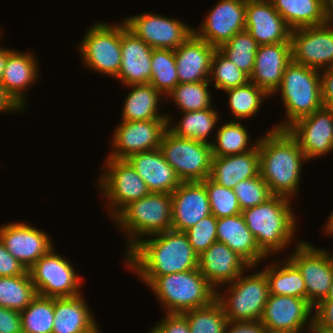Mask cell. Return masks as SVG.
I'll return each instance as SVG.
<instances>
[{
    "label": "cell",
    "instance_id": "6da1fadb",
    "mask_svg": "<svg viewBox=\"0 0 333 333\" xmlns=\"http://www.w3.org/2000/svg\"><path fill=\"white\" fill-rule=\"evenodd\" d=\"M149 237H143L125 254L130 271L132 268L138 276H163L198 268L199 256L185 232L171 229Z\"/></svg>",
    "mask_w": 333,
    "mask_h": 333
},
{
    "label": "cell",
    "instance_id": "7a4b0ae2",
    "mask_svg": "<svg viewBox=\"0 0 333 333\" xmlns=\"http://www.w3.org/2000/svg\"><path fill=\"white\" fill-rule=\"evenodd\" d=\"M259 173L272 195L290 198L299 191L302 163L308 161L287 129L271 128L258 139Z\"/></svg>",
    "mask_w": 333,
    "mask_h": 333
},
{
    "label": "cell",
    "instance_id": "3957f363",
    "mask_svg": "<svg viewBox=\"0 0 333 333\" xmlns=\"http://www.w3.org/2000/svg\"><path fill=\"white\" fill-rule=\"evenodd\" d=\"M291 203L290 198L272 195L260 205L241 212L259 249L267 257L290 246L297 225Z\"/></svg>",
    "mask_w": 333,
    "mask_h": 333
},
{
    "label": "cell",
    "instance_id": "277c9868",
    "mask_svg": "<svg viewBox=\"0 0 333 333\" xmlns=\"http://www.w3.org/2000/svg\"><path fill=\"white\" fill-rule=\"evenodd\" d=\"M147 284L166 313H184L205 307L216 299V289L199 269L163 276H138Z\"/></svg>",
    "mask_w": 333,
    "mask_h": 333
},
{
    "label": "cell",
    "instance_id": "5b68a950",
    "mask_svg": "<svg viewBox=\"0 0 333 333\" xmlns=\"http://www.w3.org/2000/svg\"><path fill=\"white\" fill-rule=\"evenodd\" d=\"M171 209V194L158 192H150L125 206L113 219L123 233L128 235L126 253L142 240V236L171 230Z\"/></svg>",
    "mask_w": 333,
    "mask_h": 333
},
{
    "label": "cell",
    "instance_id": "8992f818",
    "mask_svg": "<svg viewBox=\"0 0 333 333\" xmlns=\"http://www.w3.org/2000/svg\"><path fill=\"white\" fill-rule=\"evenodd\" d=\"M286 120L275 129H287L298 119L323 107L320 70L293 61L286 67L280 87Z\"/></svg>",
    "mask_w": 333,
    "mask_h": 333
},
{
    "label": "cell",
    "instance_id": "52a82bcc",
    "mask_svg": "<svg viewBox=\"0 0 333 333\" xmlns=\"http://www.w3.org/2000/svg\"><path fill=\"white\" fill-rule=\"evenodd\" d=\"M228 294L216 291V300L223 307L228 322L258 321L269 297V283L261 270L255 274L243 273L228 284Z\"/></svg>",
    "mask_w": 333,
    "mask_h": 333
},
{
    "label": "cell",
    "instance_id": "ba28073f",
    "mask_svg": "<svg viewBox=\"0 0 333 333\" xmlns=\"http://www.w3.org/2000/svg\"><path fill=\"white\" fill-rule=\"evenodd\" d=\"M122 23L96 22L86 31L78 45L85 67L97 73L116 78L121 67V33L126 29Z\"/></svg>",
    "mask_w": 333,
    "mask_h": 333
},
{
    "label": "cell",
    "instance_id": "9c48e42d",
    "mask_svg": "<svg viewBox=\"0 0 333 333\" xmlns=\"http://www.w3.org/2000/svg\"><path fill=\"white\" fill-rule=\"evenodd\" d=\"M159 149L182 182L203 181L210 177L213 158L210 144L177 137L167 129Z\"/></svg>",
    "mask_w": 333,
    "mask_h": 333
},
{
    "label": "cell",
    "instance_id": "30bf717a",
    "mask_svg": "<svg viewBox=\"0 0 333 333\" xmlns=\"http://www.w3.org/2000/svg\"><path fill=\"white\" fill-rule=\"evenodd\" d=\"M104 166L105 172L97 182L105 203H109L106 206L109 216L114 218L129 203L150 193L144 180L126 160L107 158Z\"/></svg>",
    "mask_w": 333,
    "mask_h": 333
},
{
    "label": "cell",
    "instance_id": "8fae6325",
    "mask_svg": "<svg viewBox=\"0 0 333 333\" xmlns=\"http://www.w3.org/2000/svg\"><path fill=\"white\" fill-rule=\"evenodd\" d=\"M55 252L53 247L28 270L36 293L54 298L80 295L81 277L69 260Z\"/></svg>",
    "mask_w": 333,
    "mask_h": 333
},
{
    "label": "cell",
    "instance_id": "7c38bea8",
    "mask_svg": "<svg viewBox=\"0 0 333 333\" xmlns=\"http://www.w3.org/2000/svg\"><path fill=\"white\" fill-rule=\"evenodd\" d=\"M288 258L298 267L306 285V299L317 306L328 297L333 280V254L304 240Z\"/></svg>",
    "mask_w": 333,
    "mask_h": 333
},
{
    "label": "cell",
    "instance_id": "4fadbf2b",
    "mask_svg": "<svg viewBox=\"0 0 333 333\" xmlns=\"http://www.w3.org/2000/svg\"><path fill=\"white\" fill-rule=\"evenodd\" d=\"M123 22L128 30L153 49L175 50L194 34V28L188 24L157 13L127 16Z\"/></svg>",
    "mask_w": 333,
    "mask_h": 333
},
{
    "label": "cell",
    "instance_id": "5bb4252c",
    "mask_svg": "<svg viewBox=\"0 0 333 333\" xmlns=\"http://www.w3.org/2000/svg\"><path fill=\"white\" fill-rule=\"evenodd\" d=\"M168 119L121 121L114 130L108 158L126 160L131 155L158 149Z\"/></svg>",
    "mask_w": 333,
    "mask_h": 333
},
{
    "label": "cell",
    "instance_id": "9a60e30c",
    "mask_svg": "<svg viewBox=\"0 0 333 333\" xmlns=\"http://www.w3.org/2000/svg\"><path fill=\"white\" fill-rule=\"evenodd\" d=\"M290 44L293 62L320 71L333 66V25L293 29Z\"/></svg>",
    "mask_w": 333,
    "mask_h": 333
},
{
    "label": "cell",
    "instance_id": "2e32d148",
    "mask_svg": "<svg viewBox=\"0 0 333 333\" xmlns=\"http://www.w3.org/2000/svg\"><path fill=\"white\" fill-rule=\"evenodd\" d=\"M313 309L307 299L269 294L260 321L266 331H310Z\"/></svg>",
    "mask_w": 333,
    "mask_h": 333
},
{
    "label": "cell",
    "instance_id": "e0dca14e",
    "mask_svg": "<svg viewBox=\"0 0 333 333\" xmlns=\"http://www.w3.org/2000/svg\"><path fill=\"white\" fill-rule=\"evenodd\" d=\"M246 0H220L194 34L217 49L245 30Z\"/></svg>",
    "mask_w": 333,
    "mask_h": 333
},
{
    "label": "cell",
    "instance_id": "ac0fdd59",
    "mask_svg": "<svg viewBox=\"0 0 333 333\" xmlns=\"http://www.w3.org/2000/svg\"><path fill=\"white\" fill-rule=\"evenodd\" d=\"M287 130L297 140L308 161L333 151L332 109L322 107L298 119Z\"/></svg>",
    "mask_w": 333,
    "mask_h": 333
},
{
    "label": "cell",
    "instance_id": "d6986e66",
    "mask_svg": "<svg viewBox=\"0 0 333 333\" xmlns=\"http://www.w3.org/2000/svg\"><path fill=\"white\" fill-rule=\"evenodd\" d=\"M0 241L27 271L54 245L46 232L23 222L1 225Z\"/></svg>",
    "mask_w": 333,
    "mask_h": 333
},
{
    "label": "cell",
    "instance_id": "ffe728a7",
    "mask_svg": "<svg viewBox=\"0 0 333 333\" xmlns=\"http://www.w3.org/2000/svg\"><path fill=\"white\" fill-rule=\"evenodd\" d=\"M245 29L258 45L290 43L292 29L270 0H246Z\"/></svg>",
    "mask_w": 333,
    "mask_h": 333
},
{
    "label": "cell",
    "instance_id": "44dd1931",
    "mask_svg": "<svg viewBox=\"0 0 333 333\" xmlns=\"http://www.w3.org/2000/svg\"><path fill=\"white\" fill-rule=\"evenodd\" d=\"M172 229L185 232L211 215L210 203L202 181L182 182L172 193Z\"/></svg>",
    "mask_w": 333,
    "mask_h": 333
},
{
    "label": "cell",
    "instance_id": "7402d4cb",
    "mask_svg": "<svg viewBox=\"0 0 333 333\" xmlns=\"http://www.w3.org/2000/svg\"><path fill=\"white\" fill-rule=\"evenodd\" d=\"M251 268L254 269L255 266H251L237 252L218 241L198 257L200 273L216 290L218 285L234 282Z\"/></svg>",
    "mask_w": 333,
    "mask_h": 333
},
{
    "label": "cell",
    "instance_id": "603a6c76",
    "mask_svg": "<svg viewBox=\"0 0 333 333\" xmlns=\"http://www.w3.org/2000/svg\"><path fill=\"white\" fill-rule=\"evenodd\" d=\"M291 61L290 43L259 45L249 81L271 96L280 87L283 73Z\"/></svg>",
    "mask_w": 333,
    "mask_h": 333
},
{
    "label": "cell",
    "instance_id": "cb8c5ba5",
    "mask_svg": "<svg viewBox=\"0 0 333 333\" xmlns=\"http://www.w3.org/2000/svg\"><path fill=\"white\" fill-rule=\"evenodd\" d=\"M153 48L127 28L121 33V67L116 79L125 86L149 84Z\"/></svg>",
    "mask_w": 333,
    "mask_h": 333
},
{
    "label": "cell",
    "instance_id": "d4e9b609",
    "mask_svg": "<svg viewBox=\"0 0 333 333\" xmlns=\"http://www.w3.org/2000/svg\"><path fill=\"white\" fill-rule=\"evenodd\" d=\"M216 47L192 34L174 50L179 83L209 80Z\"/></svg>",
    "mask_w": 333,
    "mask_h": 333
},
{
    "label": "cell",
    "instance_id": "484cf974",
    "mask_svg": "<svg viewBox=\"0 0 333 333\" xmlns=\"http://www.w3.org/2000/svg\"><path fill=\"white\" fill-rule=\"evenodd\" d=\"M126 161L144 180L150 192L171 194L182 183L159 148L136 153Z\"/></svg>",
    "mask_w": 333,
    "mask_h": 333
},
{
    "label": "cell",
    "instance_id": "4316f807",
    "mask_svg": "<svg viewBox=\"0 0 333 333\" xmlns=\"http://www.w3.org/2000/svg\"><path fill=\"white\" fill-rule=\"evenodd\" d=\"M38 62L31 52L23 53L11 49L8 53L1 83L6 92L23 110H25L27 100L24 98V92L38 80Z\"/></svg>",
    "mask_w": 333,
    "mask_h": 333
},
{
    "label": "cell",
    "instance_id": "83f0119b",
    "mask_svg": "<svg viewBox=\"0 0 333 333\" xmlns=\"http://www.w3.org/2000/svg\"><path fill=\"white\" fill-rule=\"evenodd\" d=\"M83 296L54 298L52 333H101Z\"/></svg>",
    "mask_w": 333,
    "mask_h": 333
},
{
    "label": "cell",
    "instance_id": "f1b7e54d",
    "mask_svg": "<svg viewBox=\"0 0 333 333\" xmlns=\"http://www.w3.org/2000/svg\"><path fill=\"white\" fill-rule=\"evenodd\" d=\"M217 241L237 252L251 266L267 256L259 249L254 235L248 229L242 214L220 218L217 221Z\"/></svg>",
    "mask_w": 333,
    "mask_h": 333
},
{
    "label": "cell",
    "instance_id": "f546056e",
    "mask_svg": "<svg viewBox=\"0 0 333 333\" xmlns=\"http://www.w3.org/2000/svg\"><path fill=\"white\" fill-rule=\"evenodd\" d=\"M259 174V151L256 145L251 151L229 156H213L210 179L218 185L234 189L235 185Z\"/></svg>",
    "mask_w": 333,
    "mask_h": 333
},
{
    "label": "cell",
    "instance_id": "4dcf8cb0",
    "mask_svg": "<svg viewBox=\"0 0 333 333\" xmlns=\"http://www.w3.org/2000/svg\"><path fill=\"white\" fill-rule=\"evenodd\" d=\"M293 30L327 23L326 0H270Z\"/></svg>",
    "mask_w": 333,
    "mask_h": 333
},
{
    "label": "cell",
    "instance_id": "1f68e13d",
    "mask_svg": "<svg viewBox=\"0 0 333 333\" xmlns=\"http://www.w3.org/2000/svg\"><path fill=\"white\" fill-rule=\"evenodd\" d=\"M131 91L124 100L121 121L167 119L169 114L158 112L162 94L151 84L129 85Z\"/></svg>",
    "mask_w": 333,
    "mask_h": 333
},
{
    "label": "cell",
    "instance_id": "d6a6232c",
    "mask_svg": "<svg viewBox=\"0 0 333 333\" xmlns=\"http://www.w3.org/2000/svg\"><path fill=\"white\" fill-rule=\"evenodd\" d=\"M262 270L268 279L269 294L306 299V285L298 267L287 257Z\"/></svg>",
    "mask_w": 333,
    "mask_h": 333
},
{
    "label": "cell",
    "instance_id": "836d02e7",
    "mask_svg": "<svg viewBox=\"0 0 333 333\" xmlns=\"http://www.w3.org/2000/svg\"><path fill=\"white\" fill-rule=\"evenodd\" d=\"M181 113H183V118L180 119L181 121H179V124H174L173 119H171L172 117L167 118V129L177 137L189 138L211 145L212 142L209 141L208 137L216 127L217 122H219L220 114H218V111L211 107L208 109Z\"/></svg>",
    "mask_w": 333,
    "mask_h": 333
},
{
    "label": "cell",
    "instance_id": "e575fe53",
    "mask_svg": "<svg viewBox=\"0 0 333 333\" xmlns=\"http://www.w3.org/2000/svg\"><path fill=\"white\" fill-rule=\"evenodd\" d=\"M216 128L217 136L212 138L215 143L211 144L213 156L242 154L251 151L258 143V140L253 143L249 142V130H246V127L238 120L232 119Z\"/></svg>",
    "mask_w": 333,
    "mask_h": 333
},
{
    "label": "cell",
    "instance_id": "d590c367",
    "mask_svg": "<svg viewBox=\"0 0 333 333\" xmlns=\"http://www.w3.org/2000/svg\"><path fill=\"white\" fill-rule=\"evenodd\" d=\"M36 295L29 271L24 275L0 277V306L21 312Z\"/></svg>",
    "mask_w": 333,
    "mask_h": 333
},
{
    "label": "cell",
    "instance_id": "8d00e7d4",
    "mask_svg": "<svg viewBox=\"0 0 333 333\" xmlns=\"http://www.w3.org/2000/svg\"><path fill=\"white\" fill-rule=\"evenodd\" d=\"M20 315L22 333H52L54 297L37 294Z\"/></svg>",
    "mask_w": 333,
    "mask_h": 333
},
{
    "label": "cell",
    "instance_id": "74e56055",
    "mask_svg": "<svg viewBox=\"0 0 333 333\" xmlns=\"http://www.w3.org/2000/svg\"><path fill=\"white\" fill-rule=\"evenodd\" d=\"M149 84L166 96L179 84L174 50L153 49Z\"/></svg>",
    "mask_w": 333,
    "mask_h": 333
},
{
    "label": "cell",
    "instance_id": "f35d334b",
    "mask_svg": "<svg viewBox=\"0 0 333 333\" xmlns=\"http://www.w3.org/2000/svg\"><path fill=\"white\" fill-rule=\"evenodd\" d=\"M229 97V108L238 121L249 119L260 110L263 99L269 95L256 84L247 82L245 85L231 88L226 91Z\"/></svg>",
    "mask_w": 333,
    "mask_h": 333
},
{
    "label": "cell",
    "instance_id": "ab89813d",
    "mask_svg": "<svg viewBox=\"0 0 333 333\" xmlns=\"http://www.w3.org/2000/svg\"><path fill=\"white\" fill-rule=\"evenodd\" d=\"M257 42L245 29L236 33L230 40L221 45L218 50L240 70L250 76L255 65Z\"/></svg>",
    "mask_w": 333,
    "mask_h": 333
},
{
    "label": "cell",
    "instance_id": "60d3db41",
    "mask_svg": "<svg viewBox=\"0 0 333 333\" xmlns=\"http://www.w3.org/2000/svg\"><path fill=\"white\" fill-rule=\"evenodd\" d=\"M209 80L194 83H179L164 99L171 98L182 112L198 111L212 107Z\"/></svg>",
    "mask_w": 333,
    "mask_h": 333
},
{
    "label": "cell",
    "instance_id": "b9f144b4",
    "mask_svg": "<svg viewBox=\"0 0 333 333\" xmlns=\"http://www.w3.org/2000/svg\"><path fill=\"white\" fill-rule=\"evenodd\" d=\"M182 314L188 321L190 333H225L228 324L223 307L216 299L205 307Z\"/></svg>",
    "mask_w": 333,
    "mask_h": 333
},
{
    "label": "cell",
    "instance_id": "7bdbcfd3",
    "mask_svg": "<svg viewBox=\"0 0 333 333\" xmlns=\"http://www.w3.org/2000/svg\"><path fill=\"white\" fill-rule=\"evenodd\" d=\"M214 81V88L226 91L245 85L249 76L227 59L218 49L213 54L209 81Z\"/></svg>",
    "mask_w": 333,
    "mask_h": 333
},
{
    "label": "cell",
    "instance_id": "ee69618b",
    "mask_svg": "<svg viewBox=\"0 0 333 333\" xmlns=\"http://www.w3.org/2000/svg\"><path fill=\"white\" fill-rule=\"evenodd\" d=\"M202 182L205 185L212 215L220 219L241 214L242 210L233 189L220 186L210 178Z\"/></svg>",
    "mask_w": 333,
    "mask_h": 333
},
{
    "label": "cell",
    "instance_id": "f6af8a7d",
    "mask_svg": "<svg viewBox=\"0 0 333 333\" xmlns=\"http://www.w3.org/2000/svg\"><path fill=\"white\" fill-rule=\"evenodd\" d=\"M233 190L241 210L258 206L272 196L260 173L256 177L238 182Z\"/></svg>",
    "mask_w": 333,
    "mask_h": 333
},
{
    "label": "cell",
    "instance_id": "bcb514c9",
    "mask_svg": "<svg viewBox=\"0 0 333 333\" xmlns=\"http://www.w3.org/2000/svg\"><path fill=\"white\" fill-rule=\"evenodd\" d=\"M217 221L218 219L211 214L185 231L190 245L198 256L217 242Z\"/></svg>",
    "mask_w": 333,
    "mask_h": 333
},
{
    "label": "cell",
    "instance_id": "7dc6e473",
    "mask_svg": "<svg viewBox=\"0 0 333 333\" xmlns=\"http://www.w3.org/2000/svg\"><path fill=\"white\" fill-rule=\"evenodd\" d=\"M150 331L152 333H190L188 321L180 313H166Z\"/></svg>",
    "mask_w": 333,
    "mask_h": 333
},
{
    "label": "cell",
    "instance_id": "c3c4849f",
    "mask_svg": "<svg viewBox=\"0 0 333 333\" xmlns=\"http://www.w3.org/2000/svg\"><path fill=\"white\" fill-rule=\"evenodd\" d=\"M25 267L14 258L0 241V277L24 275Z\"/></svg>",
    "mask_w": 333,
    "mask_h": 333
},
{
    "label": "cell",
    "instance_id": "681fc988",
    "mask_svg": "<svg viewBox=\"0 0 333 333\" xmlns=\"http://www.w3.org/2000/svg\"><path fill=\"white\" fill-rule=\"evenodd\" d=\"M314 323L326 330L333 331V299H324L314 307Z\"/></svg>",
    "mask_w": 333,
    "mask_h": 333
},
{
    "label": "cell",
    "instance_id": "f907efd6",
    "mask_svg": "<svg viewBox=\"0 0 333 333\" xmlns=\"http://www.w3.org/2000/svg\"><path fill=\"white\" fill-rule=\"evenodd\" d=\"M0 333H22L19 311L0 306Z\"/></svg>",
    "mask_w": 333,
    "mask_h": 333
},
{
    "label": "cell",
    "instance_id": "816d5d0a",
    "mask_svg": "<svg viewBox=\"0 0 333 333\" xmlns=\"http://www.w3.org/2000/svg\"><path fill=\"white\" fill-rule=\"evenodd\" d=\"M323 107L333 110V66L320 71Z\"/></svg>",
    "mask_w": 333,
    "mask_h": 333
},
{
    "label": "cell",
    "instance_id": "f5cc1de1",
    "mask_svg": "<svg viewBox=\"0 0 333 333\" xmlns=\"http://www.w3.org/2000/svg\"><path fill=\"white\" fill-rule=\"evenodd\" d=\"M225 333H266L261 321L228 322Z\"/></svg>",
    "mask_w": 333,
    "mask_h": 333
},
{
    "label": "cell",
    "instance_id": "db71d44e",
    "mask_svg": "<svg viewBox=\"0 0 333 333\" xmlns=\"http://www.w3.org/2000/svg\"><path fill=\"white\" fill-rule=\"evenodd\" d=\"M23 109L13 100V98L6 92L2 83L0 82V113L18 112Z\"/></svg>",
    "mask_w": 333,
    "mask_h": 333
},
{
    "label": "cell",
    "instance_id": "11a10c76",
    "mask_svg": "<svg viewBox=\"0 0 333 333\" xmlns=\"http://www.w3.org/2000/svg\"><path fill=\"white\" fill-rule=\"evenodd\" d=\"M1 38V36H0ZM10 49H4L2 47H0V82L2 80V75H3V70L5 68V63L8 57V53L10 52Z\"/></svg>",
    "mask_w": 333,
    "mask_h": 333
},
{
    "label": "cell",
    "instance_id": "9f6ffc18",
    "mask_svg": "<svg viewBox=\"0 0 333 333\" xmlns=\"http://www.w3.org/2000/svg\"><path fill=\"white\" fill-rule=\"evenodd\" d=\"M327 23L333 25V0H326Z\"/></svg>",
    "mask_w": 333,
    "mask_h": 333
},
{
    "label": "cell",
    "instance_id": "6f0895ef",
    "mask_svg": "<svg viewBox=\"0 0 333 333\" xmlns=\"http://www.w3.org/2000/svg\"><path fill=\"white\" fill-rule=\"evenodd\" d=\"M324 227V230L327 232V234L333 235V211L329 215L328 221L325 223Z\"/></svg>",
    "mask_w": 333,
    "mask_h": 333
},
{
    "label": "cell",
    "instance_id": "680465c9",
    "mask_svg": "<svg viewBox=\"0 0 333 333\" xmlns=\"http://www.w3.org/2000/svg\"><path fill=\"white\" fill-rule=\"evenodd\" d=\"M310 333H333L331 330H326L323 328H319L315 323L313 324V327L310 330Z\"/></svg>",
    "mask_w": 333,
    "mask_h": 333
},
{
    "label": "cell",
    "instance_id": "91938a15",
    "mask_svg": "<svg viewBox=\"0 0 333 333\" xmlns=\"http://www.w3.org/2000/svg\"><path fill=\"white\" fill-rule=\"evenodd\" d=\"M304 330L299 331H266V333H303ZM307 333H310V331H307Z\"/></svg>",
    "mask_w": 333,
    "mask_h": 333
},
{
    "label": "cell",
    "instance_id": "94428289",
    "mask_svg": "<svg viewBox=\"0 0 333 333\" xmlns=\"http://www.w3.org/2000/svg\"><path fill=\"white\" fill-rule=\"evenodd\" d=\"M326 299H333V280H332V283L330 286V291H329L328 297Z\"/></svg>",
    "mask_w": 333,
    "mask_h": 333
}]
</instances>
